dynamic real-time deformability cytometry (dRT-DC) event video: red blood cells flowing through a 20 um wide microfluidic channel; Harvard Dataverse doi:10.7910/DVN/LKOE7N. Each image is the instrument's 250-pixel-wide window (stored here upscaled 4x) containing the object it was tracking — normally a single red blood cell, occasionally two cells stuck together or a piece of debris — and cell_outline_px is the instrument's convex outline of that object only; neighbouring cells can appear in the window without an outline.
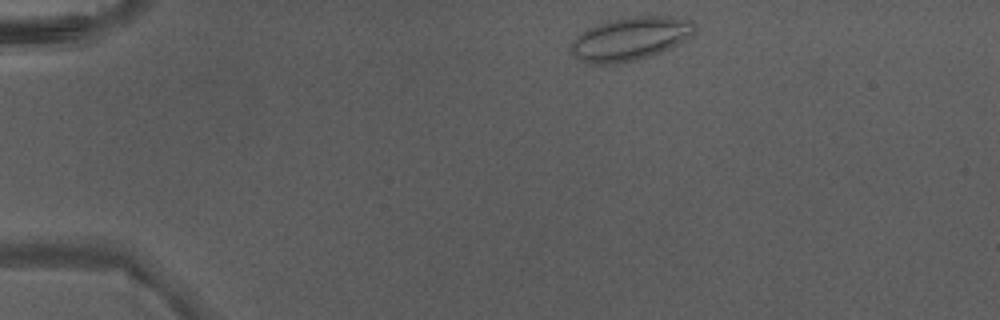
{"species": "Egyptian fruit bat (a non-hibernating species)", "species_latin": "Rousettus aegyptiacus", "temperature_condition": "warm", "stored_images_in_passage": 39, "camera_frame_rate_fps": 3000, "um_per_image_px": 0.085, "animal": {"sex": "male"}, "frame": {"image": 1, "passage_image": 1, "time_ms": 0.0, "image_size_px": [1000, 320], "cell_outline_px": [[696, 28], [692, 36], [660, 52], [636, 60], [616, 64], [592, 64], [580, 60], [572, 56], [568, 44], [584, 28], [596, 24], [612, 20], [632, 16], [668, 16], [692, 20], [696, 24]], "centroid_in_image_um": [53.51, 3.29], "position_along_channel_um": 31.5, "area_um2": 31.56}}
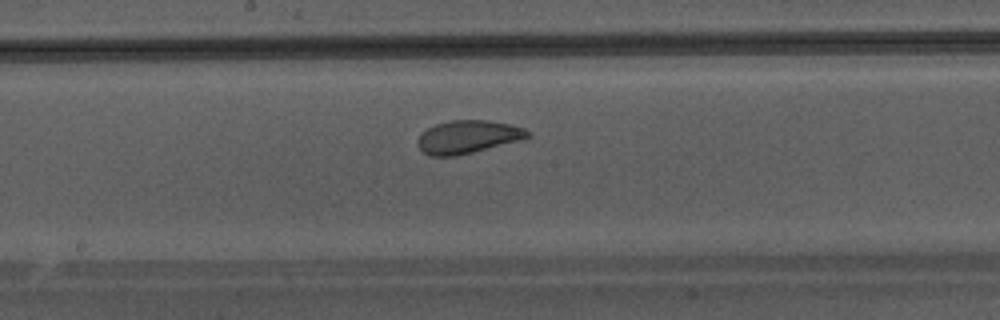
{"frame": {"image": 2, "passage_image": 18, "time_ms": 5.667, "image_size_px": [1000, 320], "cell_outline_px": [[532, 136], [524, 140], [456, 156], [428, 156], [416, 144], [416, 140], [428, 128], [436, 124], [452, 120], [488, 120], [512, 124], [524, 128]], "centroid_in_image_um": [39.81, 11.64], "position_along_channel_um": 208.4, "area_um2": 21.33}}
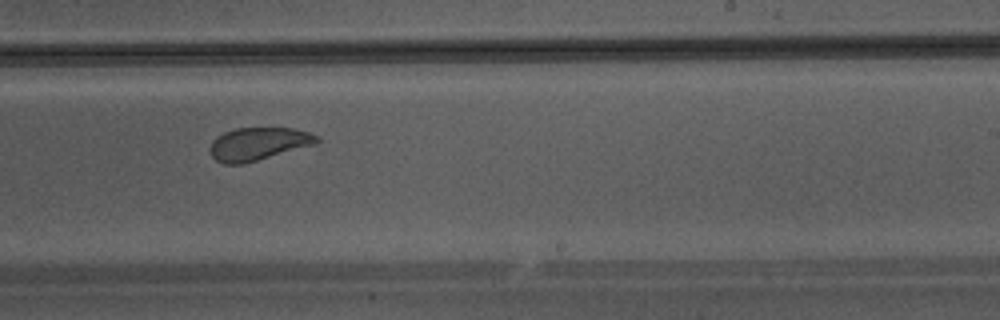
{"frame": {"image": 3, "passage_image": 22, "time_ms": 7.0, "image_size_px": [1000, 320], "cell_outline_px": [[320, 140], [316, 144], [244, 164], [224, 164], [216, 160], [212, 156], [212, 140], [216, 136], [224, 132], [236, 128], [292, 128], [308, 132], [316, 136]], "centroid_in_image_um": [21.96, 12.23], "position_along_channel_um": 267.0, "area_um2": 20.29}}